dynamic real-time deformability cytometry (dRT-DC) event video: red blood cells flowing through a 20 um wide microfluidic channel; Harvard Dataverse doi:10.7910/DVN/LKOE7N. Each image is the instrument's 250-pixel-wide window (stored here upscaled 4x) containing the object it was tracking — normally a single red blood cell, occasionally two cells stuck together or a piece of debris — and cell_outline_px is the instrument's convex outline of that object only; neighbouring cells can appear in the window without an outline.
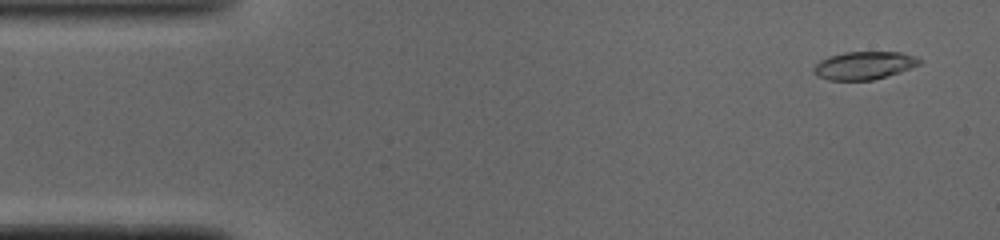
{"species": "common noctule bat (a hibernating species)", "species_latin": "Nyctalus noctula", "temperature_condition": "cold", "stored_images_in_passage": 45, "camera_frame_rate_fps": 3000, "um_per_image_px": 0.085, "animal": {"sex": "male", "body_mass_g": 19.0, "forearm_length_mm": 50.8}, "frame": {"image": 1, "passage_image": 3, "time_ms": 0.667, "image_size_px": [1000, 240], "cell_outline_px": [[924, 60], [920, 64], [900, 72], [872, 80], [828, 80], [812, 72], [812, 68], [820, 60], [828, 56], [844, 52], [900, 52], [916, 56]], "centroid_in_image_um": [73.46, 5.55], "position_along_channel_um": 11.5, "area_um2": 17.28}}
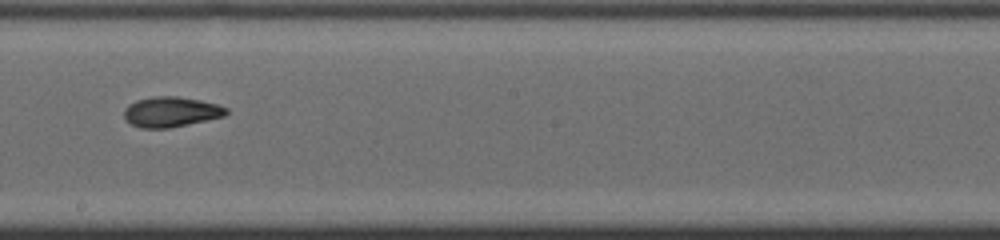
{"frame": {"image": 2, "passage_image": 27, "time_ms": 8.667, "image_size_px": [1000, 240], "cell_outline_px": [[228, 112], [224, 116], [188, 124], [168, 128], [140, 128], [132, 124], [124, 116], [124, 108], [128, 104], [136, 100], [152, 96], [176, 96], [200, 100], [216, 104], [228, 108]], "centroid_in_image_um": [14.51, 9.5], "position_along_channel_um": 233.7, "area_um2": 17.92}}
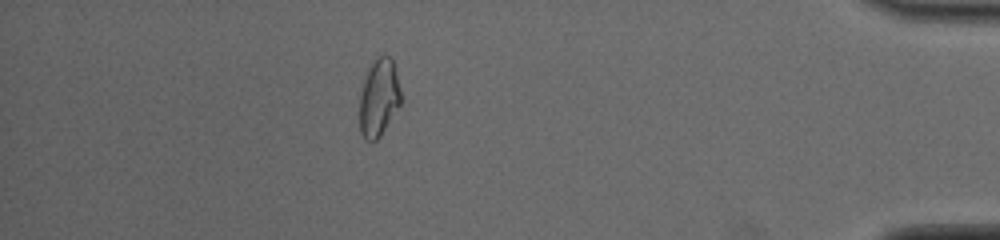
{"frame": {"image": 3, "passage_image": 43, "time_ms": 14.0, "image_size_px": [1000, 240], "cell_outline_px": [[400, 104], [380, 136], [376, 140], [364, 140], [360, 132], [360, 92], [368, 68], [384, 52], [392, 60], [400, 92]], "centroid_in_image_um": [32.17, 8.32], "position_along_channel_um": 403.0, "area_um2": 18.21}, "authors_computed_cell_mechanics": {"area_um2": 17.8602, "velocity_mm_per_s": 4.102, "shape_relaxation_time_tau1_ms": 7.3008, "shape_relaxation_time_tau2_ms": 5.3836, "deformation_change_tau1": 0.2368, "deformation_change_tau2": 0.1206}}